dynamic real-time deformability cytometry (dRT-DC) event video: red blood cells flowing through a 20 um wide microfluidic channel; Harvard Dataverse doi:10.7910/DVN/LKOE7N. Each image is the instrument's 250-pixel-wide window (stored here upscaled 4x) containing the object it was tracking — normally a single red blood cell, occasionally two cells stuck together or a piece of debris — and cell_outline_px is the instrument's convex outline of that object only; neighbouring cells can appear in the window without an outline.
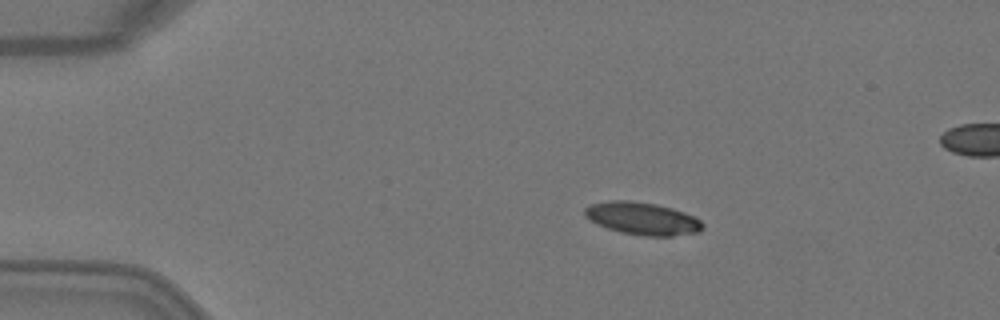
{"species": "Egyptian fruit bat (a non-hibernating species)", "species_latin": "Rousettus aegyptiacus", "temperature_condition": "warm", "stored_images_in_passage": 4, "segment_of_instrument_passage": [1, 2], "camera_frame_rate_fps": 3000, "um_per_image_px": 0.085, "animal": {"sex": "female"}, "frame": {"image": 1, "passage_image": 2, "time_ms": 0.333, "image_size_px": [1000, 320], "cell_outline_px": [[704, 228], [700, 232], [672, 236], [640, 236], [620, 232], [608, 228], [584, 216], [584, 208], [588, 204], [608, 200], [632, 200], [656, 204], [672, 208], [684, 212], [700, 220], [704, 224]], "centroid_in_image_um": [54.61, 18.57], "position_along_channel_um": 30.4, "area_um2": 22.54}}